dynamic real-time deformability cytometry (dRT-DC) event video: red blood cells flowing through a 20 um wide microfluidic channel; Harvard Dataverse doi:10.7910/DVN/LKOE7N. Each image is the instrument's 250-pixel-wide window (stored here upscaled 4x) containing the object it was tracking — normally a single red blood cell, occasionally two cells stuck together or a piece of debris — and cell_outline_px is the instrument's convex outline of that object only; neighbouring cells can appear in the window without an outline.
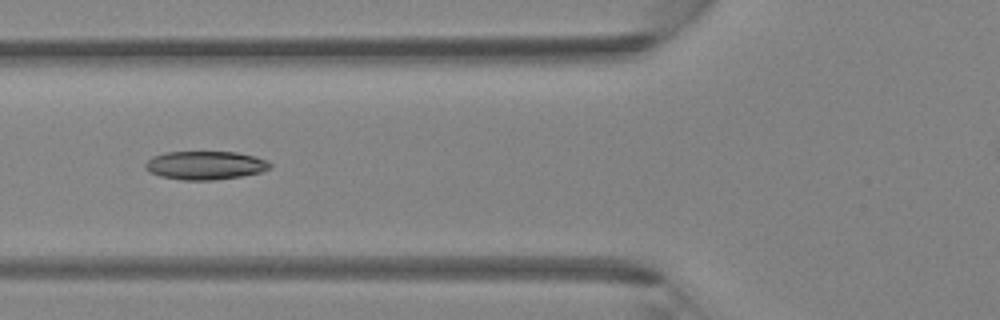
{"species": "Egyptian fruit bat (a non-hibernating species)", "species_latin": "Rousettus aegyptiacus", "temperature_condition": "room temperature", "stored_images_in_passage": 5, "camera_frame_rate_fps": 3000, "um_per_image_px": 0.085, "animal": {"sex": "female"}, "frame": {"image": 1, "passage_image": 5, "time_ms": 1.333, "image_size_px": [1000, 320], "cell_outline_px": [[272, 168], [260, 172], [240, 176], [216, 180], [184, 180], [160, 176], [148, 172], [144, 168], [144, 164], [152, 156], [168, 152], [236, 152], [268, 160], [272, 164]], "centroid_in_image_um": [17.43, 14.05], "position_along_channel_um": 108.4, "area_um2": 20.75}}